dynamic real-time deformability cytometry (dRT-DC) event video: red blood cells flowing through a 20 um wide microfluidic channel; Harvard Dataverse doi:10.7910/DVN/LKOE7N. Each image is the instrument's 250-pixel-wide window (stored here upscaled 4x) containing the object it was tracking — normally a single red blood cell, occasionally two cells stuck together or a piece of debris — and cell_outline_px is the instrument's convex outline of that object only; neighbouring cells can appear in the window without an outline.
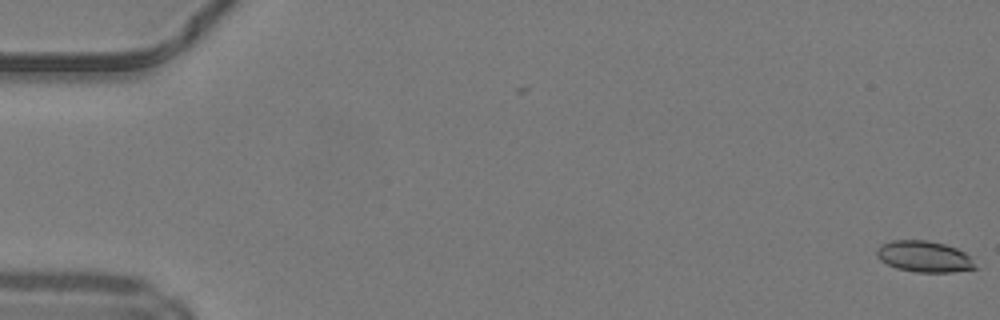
{"species": "common noctule bat (a hibernating species)", "species_latin": "Nyctalus noctula", "temperature_condition": "warm", "stored_images_in_passage": 20, "camera_frame_rate_fps": 3000, "um_per_image_px": 0.085, "animal": {"sex": "male", "body_mass_g": 19.2, "forearm_length_mm": 51.8}, "frame": {"image": 1, "passage_image": 1, "time_ms": 0.0, "image_size_px": [1000, 320], "cell_outline_px": [[976, 268], [952, 272], [916, 272], [896, 268], [880, 260], [876, 256], [876, 248], [880, 244], [892, 240], [928, 240], [944, 244], [956, 248], [964, 252], [968, 256]], "centroid_in_image_um": [78.49, 21.79], "position_along_channel_um": 6.5, "area_um2": 17.8}}
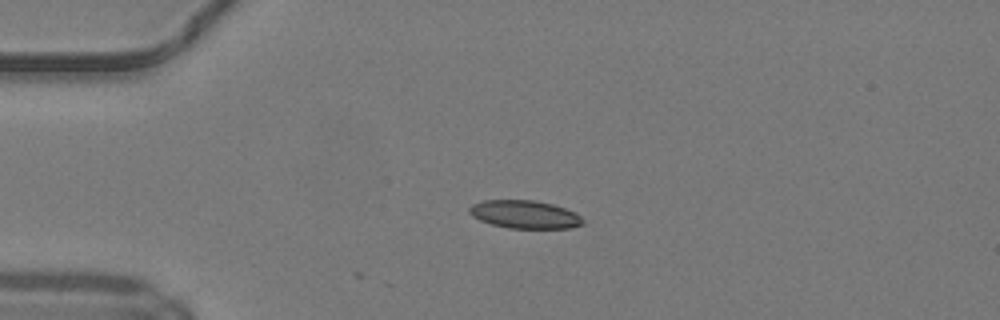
{"frame": {"image": 2, "passage_image": 13, "time_ms": 4.0, "image_size_px": [1000, 320], "cell_outline_px": [[584, 224], [572, 228], [508, 228], [492, 224], [480, 220], [472, 216], [468, 212], [468, 208], [472, 204], [484, 200], [536, 200], [552, 204], [576, 212], [584, 220]], "centroid_in_image_um": [44.61, 18.22], "position_along_channel_um": 40.4, "area_um2": 18.67}}
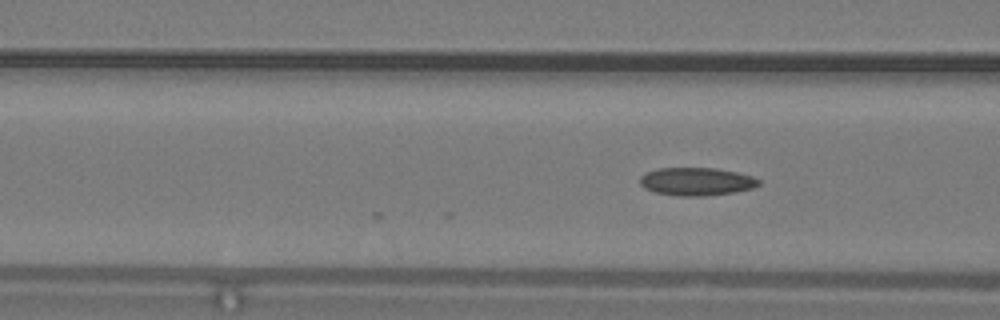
{"frame": {"image": 3, "passage_image": 20, "time_ms": 6.333, "image_size_px": [1000, 320], "cell_outline_px": [[760, 184], [752, 188], [736, 192], [704, 196], [676, 196], [656, 192], [644, 188], [640, 184], [640, 176], [656, 168], [716, 168], [736, 172], [752, 176], [760, 180]], "centroid_in_image_um": [59.2, 15.43], "position_along_channel_um": 107.4, "area_um2": 19.42}}